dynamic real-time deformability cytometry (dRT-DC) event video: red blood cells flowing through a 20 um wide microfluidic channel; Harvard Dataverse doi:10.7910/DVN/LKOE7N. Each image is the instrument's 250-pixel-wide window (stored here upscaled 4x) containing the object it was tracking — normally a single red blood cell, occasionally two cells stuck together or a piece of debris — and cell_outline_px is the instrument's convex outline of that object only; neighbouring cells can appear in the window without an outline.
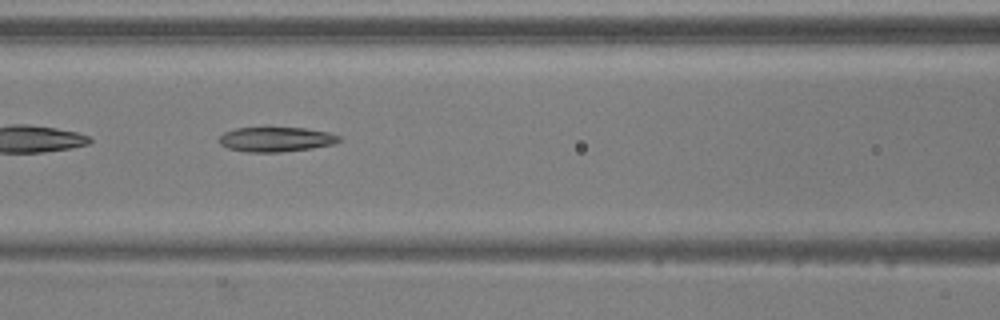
{"species": "common noctule bat (a hibernating species)", "species_latin": "Nyctalus noctula", "temperature_condition": "warm", "stored_images_in_passage": 35, "camera_frame_rate_fps": 3000, "um_per_image_px": 0.085, "animal": {"sex": "male", "body_mass_g": 20.5, "forearm_length_mm": 52.5}, "frame": {"image": 1, "passage_image": 6, "time_ms": 1.667, "image_size_px": [1000, 320], "cell_outline_px": [[340, 140], [332, 144], [312, 148], [280, 152], [244, 152], [228, 148], [220, 144], [216, 140], [224, 132], [236, 128], [304, 128], [328, 132], [340, 136]], "centroid_in_image_um": [23.41, 11.85], "position_along_channel_um": 143.2, "area_um2": 17.22}}
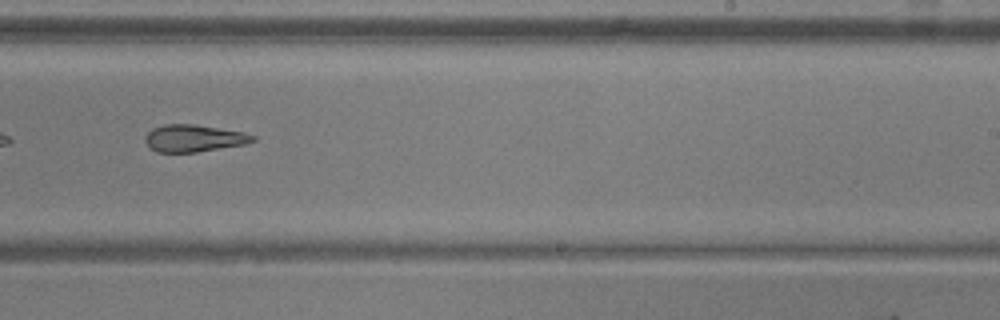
{"frame": {"image": 2, "passage_image": 16, "time_ms": 5.0, "image_size_px": [1000, 320], "cell_outline_px": [[256, 140], [244, 144], [196, 152], [156, 152], [144, 140], [144, 136], [152, 128], [164, 124], [196, 124], [244, 132], [256, 136]], "centroid_in_image_um": [16.47, 11.74], "position_along_channel_um": 272.5, "area_um2": 16.99}}